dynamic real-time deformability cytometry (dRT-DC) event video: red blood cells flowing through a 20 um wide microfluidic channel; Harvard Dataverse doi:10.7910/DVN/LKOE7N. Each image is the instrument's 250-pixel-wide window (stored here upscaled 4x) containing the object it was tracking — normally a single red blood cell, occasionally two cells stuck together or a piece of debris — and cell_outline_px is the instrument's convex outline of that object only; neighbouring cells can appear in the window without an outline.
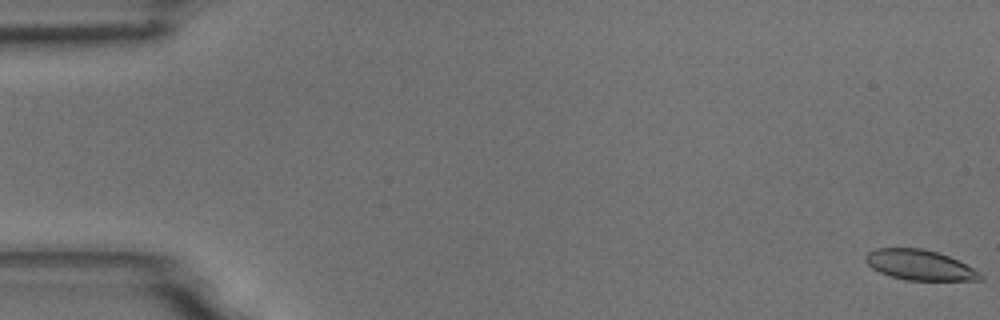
{"species": "common noctule bat (a hibernating species)", "species_latin": "Nyctalus noctula", "temperature_condition": "room temperature", "stored_images_in_passage": 57, "camera_frame_rate_fps": 3000, "um_per_image_px": 0.085, "animal": {"sex": "male", "body_mass_g": 18.8}, "frame": {"image": 1, "passage_image": 1, "time_ms": 0.0, "image_size_px": [1000, 320], "cell_outline_px": [[984, 280], [904, 280], [880, 272], [872, 268], [864, 260], [864, 256], [868, 252], [876, 248], [924, 248], [948, 256], [980, 272], [984, 276]], "centroid_in_image_um": [78.15, 22.52], "position_along_channel_um": 6.8, "area_um2": 20.11}}
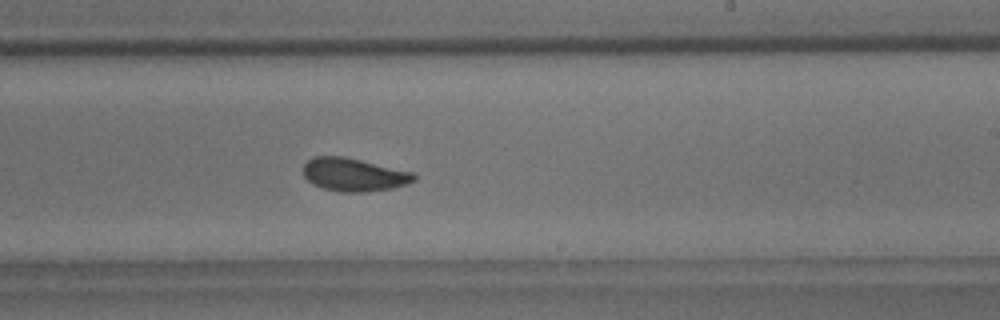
{"frame": {"image": 2, "passage_image": 34, "time_ms": 11.0, "image_size_px": [1000, 320], "cell_outline_px": [[416, 180], [396, 188], [364, 192], [340, 192], [324, 188], [312, 184], [304, 176], [304, 164], [312, 156], [344, 156], [412, 172], [416, 176]], "centroid_in_image_um": [30.07, 14.85], "position_along_channel_um": 258.9, "area_um2": 21.39}}
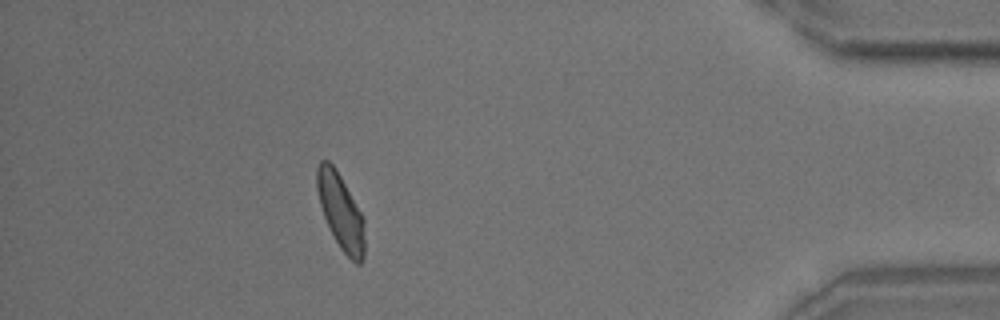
{"frame": {"image": 3, "passage_image": 50, "time_ms": 16.333, "image_size_px": [1000, 320], "cell_outline_px": [[364, 256], [360, 264], [356, 264], [340, 248], [324, 216], [320, 204], [316, 188], [316, 168], [320, 160], [328, 160], [336, 168], [360, 212], [364, 220]], "centroid_in_image_um": [28.94, 17.95], "position_along_channel_um": 406.3, "area_um2": 20.63}, "authors_computed_cell_mechanics": {"area_um2": 21.2126, "velocity_mm_per_s": 3.6855, "shape_relaxation_time_tau1_ms": 4.0073, "shape_relaxation_time_tau2_ms": 1.4279, "deformation_change_tau1": 0.1142, "deformation_change_tau2": 0.0714}}